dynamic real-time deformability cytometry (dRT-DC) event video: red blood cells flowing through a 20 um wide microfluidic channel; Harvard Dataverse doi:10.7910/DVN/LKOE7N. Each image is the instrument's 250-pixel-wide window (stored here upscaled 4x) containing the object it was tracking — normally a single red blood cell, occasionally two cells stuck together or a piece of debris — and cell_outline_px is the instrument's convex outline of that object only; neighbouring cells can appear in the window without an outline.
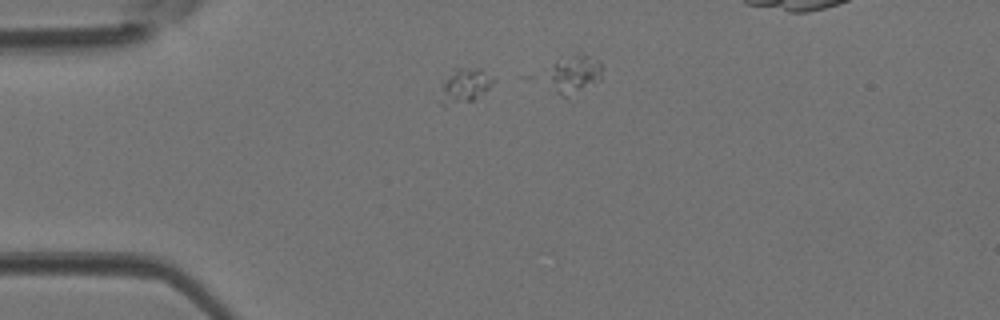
{"species": "Egyptian fruit bat (a non-hibernating species)", "species_latin": "Rousettus aegyptiacus", "temperature_condition": "room temperature", "stored_images_in_passage": 23, "camera_frame_rate_fps": 3000, "um_per_image_px": 0.085, "animal": {"sex": "female"}, "frame": {"image": 1, "passage_image": 6, "time_ms": 1.667, "image_size_px": [1000, 320], "cell_outline_px": [[496, 80], [484, 92], [472, 100], [444, 108], [436, 100], [444, 80], [452, 68], [480, 68], [496, 76]], "centroid_in_image_um": [39.45, 7.29], "position_along_channel_um": 45.6, "area_um2": 11.27}}
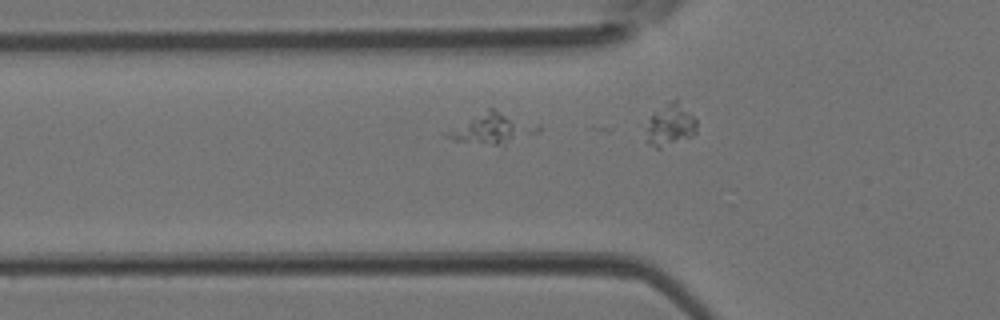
{"frame": {"image": 2, "passage_image": 10, "time_ms": 3.0, "image_size_px": [1000, 320], "cell_outline_px": [[520, 132], [504, 148], [452, 140], [444, 136], [488, 108], [492, 108], [504, 116]], "centroid_in_image_um": [41.3, 11.06], "position_along_channel_um": 84.5, "area_um2": 12.31}}
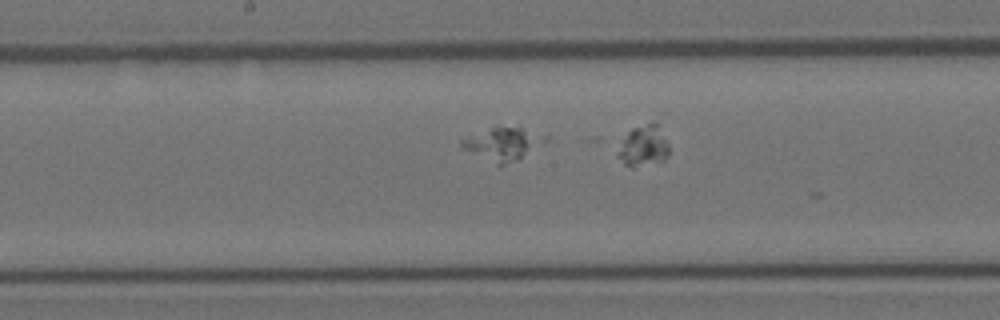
{"frame": {"image": 3, "passage_image": 18, "time_ms": 5.667, "image_size_px": [1000, 320], "cell_outline_px": [[536, 140], [520, 156], [504, 164], [496, 164], [460, 148], [460, 140], [492, 128], [520, 128], [532, 136]], "centroid_in_image_um": [42.37, 12.27], "position_along_channel_um": 205.8, "area_um2": 13.35}}